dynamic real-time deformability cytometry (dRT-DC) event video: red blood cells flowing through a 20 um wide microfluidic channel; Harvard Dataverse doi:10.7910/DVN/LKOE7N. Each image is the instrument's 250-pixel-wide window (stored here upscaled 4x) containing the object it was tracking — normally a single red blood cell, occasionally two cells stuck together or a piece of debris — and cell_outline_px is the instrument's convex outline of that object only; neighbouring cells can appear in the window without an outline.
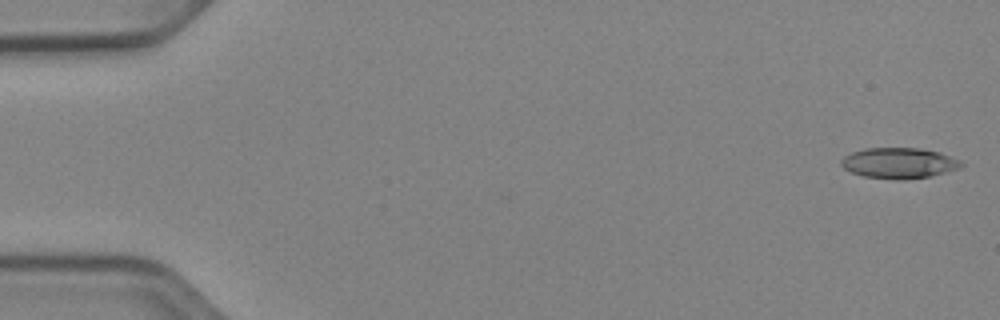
{"species": "Egyptian fruit bat (a non-hibernating species)", "species_latin": "Rousettus aegyptiacus", "temperature_condition": "cold", "stored_images_in_passage": 51, "camera_frame_rate_fps": 3000, "um_per_image_px": 0.085, "animal": {"sex": "female"}, "frame": {"image": 1, "passage_image": 1, "time_ms": 0.0, "image_size_px": [1000, 320], "cell_outline_px": [[964, 164], [960, 168], [932, 176], [904, 180], [896, 180], [864, 176], [852, 172], [844, 168], [840, 164], [840, 160], [844, 156], [852, 152], [864, 148], [920, 148], [940, 152]], "centroid_in_image_um": [76.39, 13.86], "position_along_channel_um": 8.6, "area_um2": 21.44}}
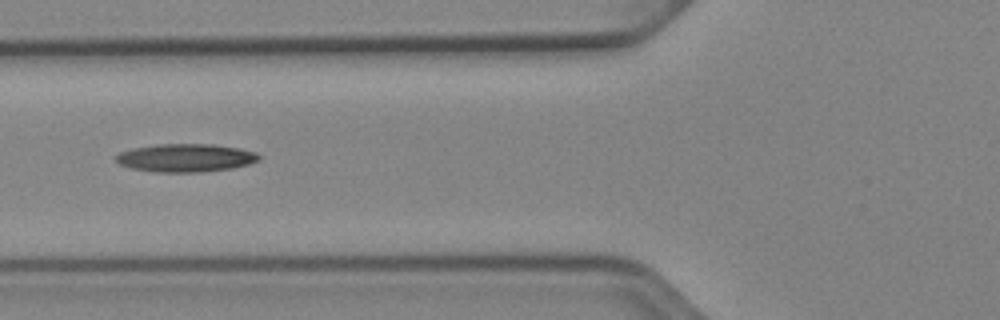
{"frame": {"image": 2, "passage_image": 20, "time_ms": 6.333, "image_size_px": [1000, 320], "cell_outline_px": [[260, 160], [248, 164], [232, 168], [200, 172], [156, 172], [132, 168], [120, 164], [116, 160], [116, 156], [120, 152], [132, 148], [156, 144], [212, 144], [240, 148], [256, 152], [260, 156]], "centroid_in_image_um": [15.8, 13.41], "position_along_channel_um": 110.0, "area_um2": 23.41}}
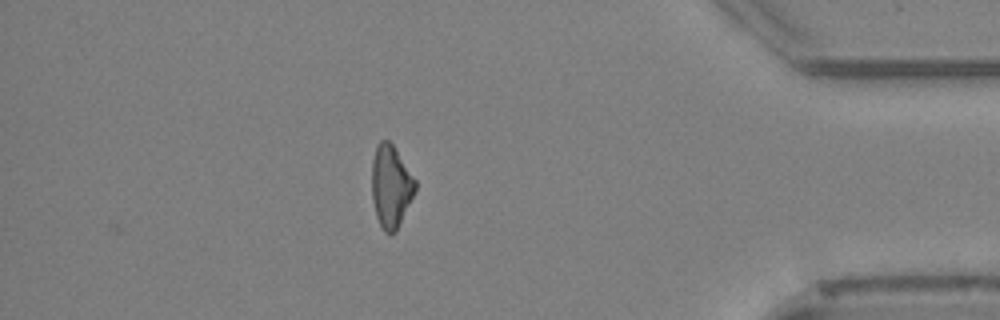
{"frame": {"image": 3, "passage_image": 45, "time_ms": 14.667, "image_size_px": [1000, 320], "cell_outline_px": [[416, 188], [396, 232], [384, 232], [376, 216], [372, 200], [372, 160], [376, 144], [380, 140], [388, 140], [392, 144], [416, 180]], "centroid_in_image_um": [33.2, 15.81], "position_along_channel_um": 402.0, "area_um2": 20.63}, "authors_computed_cell_mechanics": {"area_um2": 21.675, "velocity_mm_per_s": 3.9573, "shape_relaxation_time_tau1_ms": 7.4043, "shape_relaxation_time_tau2_ms": null, "deformation_change_tau1": 0.1931, "deformation_change_tau2": null}}